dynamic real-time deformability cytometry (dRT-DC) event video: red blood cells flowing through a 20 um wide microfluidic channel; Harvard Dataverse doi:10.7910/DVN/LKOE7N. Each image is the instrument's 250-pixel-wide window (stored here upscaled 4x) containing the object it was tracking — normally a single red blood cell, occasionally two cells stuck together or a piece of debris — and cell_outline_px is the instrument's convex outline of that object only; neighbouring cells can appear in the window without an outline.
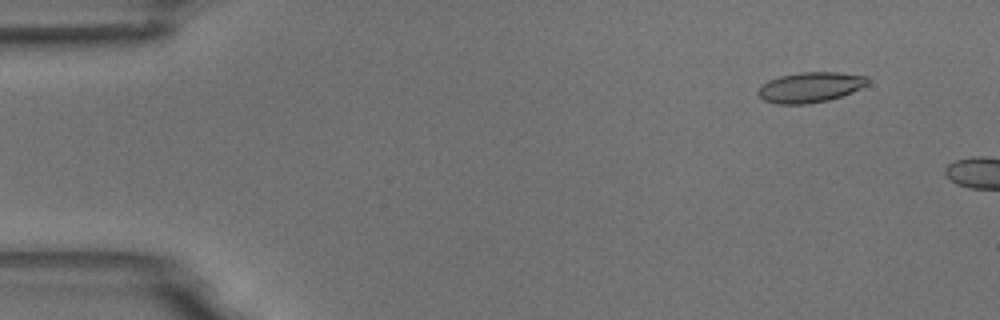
{"species": "common noctule bat (a hibernating species)", "species_latin": "Nyctalus noctula", "temperature_condition": "room temperature", "stored_images_in_passage": 3, "camera_frame_rate_fps": 3000, "um_per_image_px": 0.085, "animal": {"sex": "male", "body_mass_g": 18.8}, "frame": {"image": 1, "passage_image": 1, "time_ms": 0.0, "image_size_px": [1000, 320], "cell_outline_px": [[868, 84], [852, 92], [828, 100], [808, 104], [780, 104], [764, 100], [756, 92], [768, 80], [780, 76], [800, 72], [836, 72], [868, 76]], "centroid_in_image_um": [68.88, 7.41], "position_along_channel_um": 16.1, "area_um2": 19.19}}